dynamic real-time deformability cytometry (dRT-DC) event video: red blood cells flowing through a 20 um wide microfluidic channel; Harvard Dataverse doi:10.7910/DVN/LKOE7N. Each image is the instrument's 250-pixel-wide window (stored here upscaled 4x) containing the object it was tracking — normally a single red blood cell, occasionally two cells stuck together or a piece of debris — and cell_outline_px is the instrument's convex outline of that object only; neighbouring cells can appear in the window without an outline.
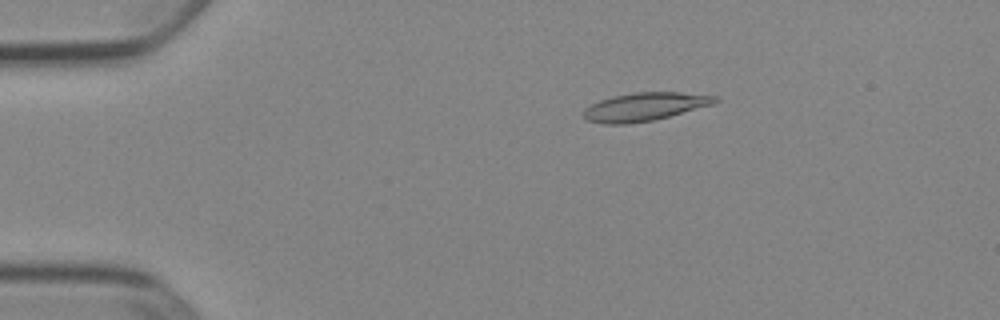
{"species": "Egyptian fruit bat (a non-hibernating species)", "species_latin": "Rousettus aegyptiacus", "temperature_condition": "cold", "stored_images_in_passage": 52, "camera_frame_rate_fps": 3000, "um_per_image_px": 0.085, "animal": {"sex": "female"}, "frame": {"image": 1, "passage_image": 10, "time_ms": 3.0, "image_size_px": [1000, 320], "cell_outline_px": [[720, 100], [712, 104], [668, 116], [652, 120], [628, 124], [604, 124], [588, 120], [584, 116], [584, 108], [600, 100], [612, 96], [636, 92], [680, 92], [716, 96]], "centroid_in_image_um": [54.78, 9.06], "position_along_channel_um": 30.2, "area_um2": 21.33}}
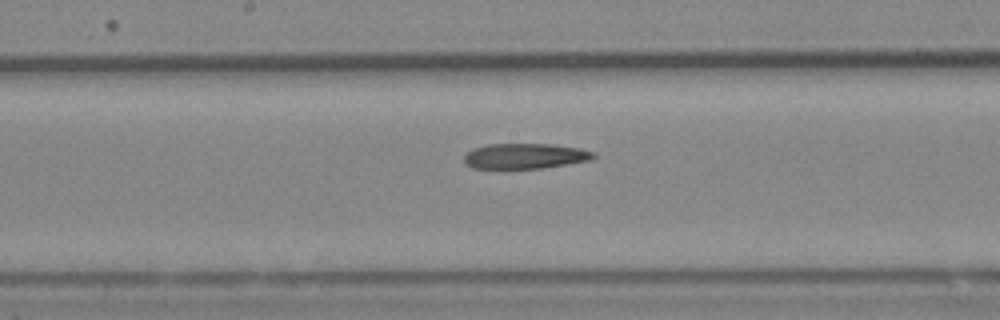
{"frame": {"image": 2, "passage_image": 28, "time_ms": 9.0, "image_size_px": [1000, 320], "cell_outline_px": [[596, 156], [592, 160], [568, 164], [540, 168], [472, 168], [464, 164], [464, 156], [472, 148], [488, 144], [548, 144], [580, 148], [596, 152]], "centroid_in_image_um": [44.63, 13.26], "position_along_channel_um": 203.6, "area_um2": 19.19}}
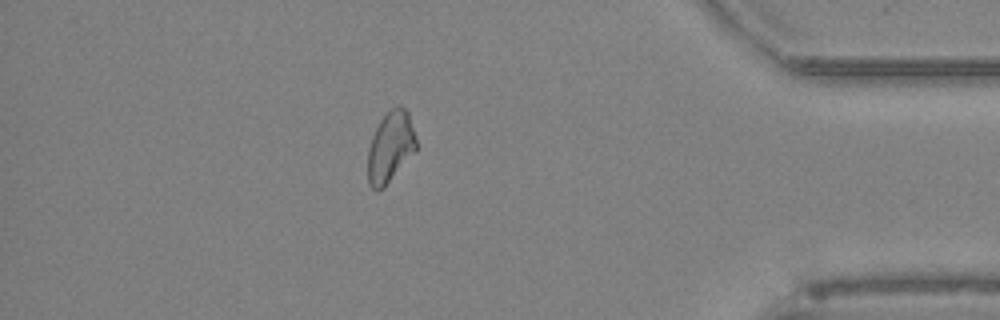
{"frame": {"image": 3, "passage_image": 46, "time_ms": 15.0, "image_size_px": [1000, 320], "cell_outline_px": [[416, 152], [384, 188], [372, 188], [368, 184], [368, 148], [372, 136], [380, 120], [396, 104], [400, 104], [408, 112], [416, 140]], "centroid_in_image_um": [33.19, 12.49], "position_along_channel_um": 402.0, "area_um2": 20.0}}